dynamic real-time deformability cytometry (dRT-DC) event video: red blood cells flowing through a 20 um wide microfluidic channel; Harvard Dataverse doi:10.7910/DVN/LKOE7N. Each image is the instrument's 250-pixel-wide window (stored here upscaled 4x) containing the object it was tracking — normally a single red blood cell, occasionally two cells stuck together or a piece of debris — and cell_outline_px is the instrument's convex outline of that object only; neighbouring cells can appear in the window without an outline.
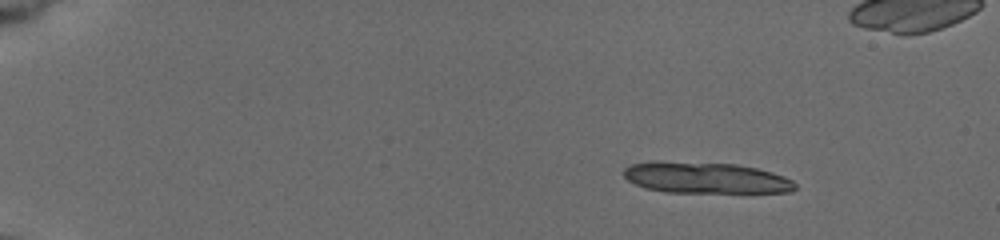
{"species": "common noctule bat (a hibernating species)", "species_latin": "Nyctalus noctula", "temperature_condition": "cold", "stored_images_in_passage": 40, "camera_frame_rate_fps": 3000, "um_per_image_px": 0.085, "animal": {"sex": "female", "body_mass_g": 19.5, "forearm_length_mm": 54.1}, "frame": {"image": 1, "passage_image": 18, "time_ms": 2.667, "image_size_px": [1000, 240], "cell_outline_px": [[796, 188], [792, 192], [668, 192], [644, 188], [628, 180], [624, 176], [624, 168], [632, 164], [652, 160], [660, 160], [736, 164], [756, 168], [772, 172], [784, 176], [792, 180], [796, 184]], "centroid_in_image_um": [59.96, 15.09], "position_along_channel_um": 25.0, "area_um2": 31.39}}